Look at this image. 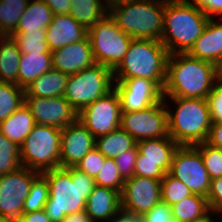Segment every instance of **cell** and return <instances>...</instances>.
Instances as JSON below:
<instances>
[{
    "label": "cell",
    "instance_id": "obj_1",
    "mask_svg": "<svg viewBox=\"0 0 222 222\" xmlns=\"http://www.w3.org/2000/svg\"><path fill=\"white\" fill-rule=\"evenodd\" d=\"M41 174L49 184L44 211L52 222H62L69 214L85 211L86 201L96 186L93 177L75 167L51 169Z\"/></svg>",
    "mask_w": 222,
    "mask_h": 222
},
{
    "label": "cell",
    "instance_id": "obj_2",
    "mask_svg": "<svg viewBox=\"0 0 222 222\" xmlns=\"http://www.w3.org/2000/svg\"><path fill=\"white\" fill-rule=\"evenodd\" d=\"M217 82L215 64L188 53L169 54L163 97L206 99Z\"/></svg>",
    "mask_w": 222,
    "mask_h": 222
},
{
    "label": "cell",
    "instance_id": "obj_3",
    "mask_svg": "<svg viewBox=\"0 0 222 222\" xmlns=\"http://www.w3.org/2000/svg\"><path fill=\"white\" fill-rule=\"evenodd\" d=\"M210 18L191 1L165 0L161 43L169 54L188 53Z\"/></svg>",
    "mask_w": 222,
    "mask_h": 222
},
{
    "label": "cell",
    "instance_id": "obj_4",
    "mask_svg": "<svg viewBox=\"0 0 222 222\" xmlns=\"http://www.w3.org/2000/svg\"><path fill=\"white\" fill-rule=\"evenodd\" d=\"M165 0H109V14L132 39L161 40Z\"/></svg>",
    "mask_w": 222,
    "mask_h": 222
},
{
    "label": "cell",
    "instance_id": "obj_5",
    "mask_svg": "<svg viewBox=\"0 0 222 222\" xmlns=\"http://www.w3.org/2000/svg\"><path fill=\"white\" fill-rule=\"evenodd\" d=\"M176 107L169 109L168 100ZM167 109L168 135L178 144L194 146L205 142L212 124L207 99L163 97Z\"/></svg>",
    "mask_w": 222,
    "mask_h": 222
},
{
    "label": "cell",
    "instance_id": "obj_6",
    "mask_svg": "<svg viewBox=\"0 0 222 222\" xmlns=\"http://www.w3.org/2000/svg\"><path fill=\"white\" fill-rule=\"evenodd\" d=\"M168 56L161 41L132 39L123 60L113 70V78H146L155 81L163 89Z\"/></svg>",
    "mask_w": 222,
    "mask_h": 222
},
{
    "label": "cell",
    "instance_id": "obj_7",
    "mask_svg": "<svg viewBox=\"0 0 222 222\" xmlns=\"http://www.w3.org/2000/svg\"><path fill=\"white\" fill-rule=\"evenodd\" d=\"M61 130L36 124L20 145L22 166L39 173L60 168Z\"/></svg>",
    "mask_w": 222,
    "mask_h": 222
},
{
    "label": "cell",
    "instance_id": "obj_8",
    "mask_svg": "<svg viewBox=\"0 0 222 222\" xmlns=\"http://www.w3.org/2000/svg\"><path fill=\"white\" fill-rule=\"evenodd\" d=\"M113 70L95 63L78 73L69 75L63 97L79 113L83 108L114 88Z\"/></svg>",
    "mask_w": 222,
    "mask_h": 222
},
{
    "label": "cell",
    "instance_id": "obj_9",
    "mask_svg": "<svg viewBox=\"0 0 222 222\" xmlns=\"http://www.w3.org/2000/svg\"><path fill=\"white\" fill-rule=\"evenodd\" d=\"M88 37L95 62L112 70L123 60L132 40L109 13L88 30Z\"/></svg>",
    "mask_w": 222,
    "mask_h": 222
},
{
    "label": "cell",
    "instance_id": "obj_10",
    "mask_svg": "<svg viewBox=\"0 0 222 222\" xmlns=\"http://www.w3.org/2000/svg\"><path fill=\"white\" fill-rule=\"evenodd\" d=\"M41 173L21 166L14 172L0 175V215L8 222H20L24 200L33 181Z\"/></svg>",
    "mask_w": 222,
    "mask_h": 222
},
{
    "label": "cell",
    "instance_id": "obj_11",
    "mask_svg": "<svg viewBox=\"0 0 222 222\" xmlns=\"http://www.w3.org/2000/svg\"><path fill=\"white\" fill-rule=\"evenodd\" d=\"M168 173L182 181L192 194L207 197L211 180L201 153L195 146L179 145L174 152Z\"/></svg>",
    "mask_w": 222,
    "mask_h": 222
},
{
    "label": "cell",
    "instance_id": "obj_12",
    "mask_svg": "<svg viewBox=\"0 0 222 222\" xmlns=\"http://www.w3.org/2000/svg\"><path fill=\"white\" fill-rule=\"evenodd\" d=\"M120 127L136 142L168 136L164 99L147 109L121 113Z\"/></svg>",
    "mask_w": 222,
    "mask_h": 222
},
{
    "label": "cell",
    "instance_id": "obj_13",
    "mask_svg": "<svg viewBox=\"0 0 222 222\" xmlns=\"http://www.w3.org/2000/svg\"><path fill=\"white\" fill-rule=\"evenodd\" d=\"M121 103L115 88L95 100L78 113L80 121L95 137H100L120 127Z\"/></svg>",
    "mask_w": 222,
    "mask_h": 222
},
{
    "label": "cell",
    "instance_id": "obj_14",
    "mask_svg": "<svg viewBox=\"0 0 222 222\" xmlns=\"http://www.w3.org/2000/svg\"><path fill=\"white\" fill-rule=\"evenodd\" d=\"M161 191V180L132 176L121 192L122 212L141 218L161 201Z\"/></svg>",
    "mask_w": 222,
    "mask_h": 222
},
{
    "label": "cell",
    "instance_id": "obj_15",
    "mask_svg": "<svg viewBox=\"0 0 222 222\" xmlns=\"http://www.w3.org/2000/svg\"><path fill=\"white\" fill-rule=\"evenodd\" d=\"M114 81L122 113L147 109L163 99V89L153 80L130 78Z\"/></svg>",
    "mask_w": 222,
    "mask_h": 222
},
{
    "label": "cell",
    "instance_id": "obj_16",
    "mask_svg": "<svg viewBox=\"0 0 222 222\" xmlns=\"http://www.w3.org/2000/svg\"><path fill=\"white\" fill-rule=\"evenodd\" d=\"M25 105L29 108L35 123L39 125L63 129L78 120V112L63 96H25Z\"/></svg>",
    "mask_w": 222,
    "mask_h": 222
},
{
    "label": "cell",
    "instance_id": "obj_17",
    "mask_svg": "<svg viewBox=\"0 0 222 222\" xmlns=\"http://www.w3.org/2000/svg\"><path fill=\"white\" fill-rule=\"evenodd\" d=\"M96 138L76 121L61 130L60 168L75 167L95 147Z\"/></svg>",
    "mask_w": 222,
    "mask_h": 222
},
{
    "label": "cell",
    "instance_id": "obj_18",
    "mask_svg": "<svg viewBox=\"0 0 222 222\" xmlns=\"http://www.w3.org/2000/svg\"><path fill=\"white\" fill-rule=\"evenodd\" d=\"M51 53L53 68L68 75L78 73L96 63L88 35L81 41L70 43Z\"/></svg>",
    "mask_w": 222,
    "mask_h": 222
},
{
    "label": "cell",
    "instance_id": "obj_19",
    "mask_svg": "<svg viewBox=\"0 0 222 222\" xmlns=\"http://www.w3.org/2000/svg\"><path fill=\"white\" fill-rule=\"evenodd\" d=\"M121 209V193L111 188L95 186L85 206V212L91 222H109Z\"/></svg>",
    "mask_w": 222,
    "mask_h": 222
},
{
    "label": "cell",
    "instance_id": "obj_20",
    "mask_svg": "<svg viewBox=\"0 0 222 222\" xmlns=\"http://www.w3.org/2000/svg\"><path fill=\"white\" fill-rule=\"evenodd\" d=\"M88 30L81 26L70 14L53 15L46 29V42L50 51L62 48L70 43L83 40Z\"/></svg>",
    "mask_w": 222,
    "mask_h": 222
},
{
    "label": "cell",
    "instance_id": "obj_21",
    "mask_svg": "<svg viewBox=\"0 0 222 222\" xmlns=\"http://www.w3.org/2000/svg\"><path fill=\"white\" fill-rule=\"evenodd\" d=\"M208 20L201 36L196 40L188 54L217 65L222 58V21Z\"/></svg>",
    "mask_w": 222,
    "mask_h": 222
},
{
    "label": "cell",
    "instance_id": "obj_22",
    "mask_svg": "<svg viewBox=\"0 0 222 222\" xmlns=\"http://www.w3.org/2000/svg\"><path fill=\"white\" fill-rule=\"evenodd\" d=\"M138 156L136 161L159 162V166L168 173L178 144L168 135L136 142Z\"/></svg>",
    "mask_w": 222,
    "mask_h": 222
},
{
    "label": "cell",
    "instance_id": "obj_23",
    "mask_svg": "<svg viewBox=\"0 0 222 222\" xmlns=\"http://www.w3.org/2000/svg\"><path fill=\"white\" fill-rule=\"evenodd\" d=\"M68 79V74L52 68L24 88L25 96H63Z\"/></svg>",
    "mask_w": 222,
    "mask_h": 222
},
{
    "label": "cell",
    "instance_id": "obj_24",
    "mask_svg": "<svg viewBox=\"0 0 222 222\" xmlns=\"http://www.w3.org/2000/svg\"><path fill=\"white\" fill-rule=\"evenodd\" d=\"M35 125L29 108L23 104L8 118L0 122V132L20 146Z\"/></svg>",
    "mask_w": 222,
    "mask_h": 222
},
{
    "label": "cell",
    "instance_id": "obj_25",
    "mask_svg": "<svg viewBox=\"0 0 222 222\" xmlns=\"http://www.w3.org/2000/svg\"><path fill=\"white\" fill-rule=\"evenodd\" d=\"M53 15L43 0H30L14 32L46 31Z\"/></svg>",
    "mask_w": 222,
    "mask_h": 222
},
{
    "label": "cell",
    "instance_id": "obj_26",
    "mask_svg": "<svg viewBox=\"0 0 222 222\" xmlns=\"http://www.w3.org/2000/svg\"><path fill=\"white\" fill-rule=\"evenodd\" d=\"M21 52L13 37L0 36V82L18 85Z\"/></svg>",
    "mask_w": 222,
    "mask_h": 222
},
{
    "label": "cell",
    "instance_id": "obj_27",
    "mask_svg": "<svg viewBox=\"0 0 222 222\" xmlns=\"http://www.w3.org/2000/svg\"><path fill=\"white\" fill-rule=\"evenodd\" d=\"M71 0L69 14L86 30L109 13V0Z\"/></svg>",
    "mask_w": 222,
    "mask_h": 222
},
{
    "label": "cell",
    "instance_id": "obj_28",
    "mask_svg": "<svg viewBox=\"0 0 222 222\" xmlns=\"http://www.w3.org/2000/svg\"><path fill=\"white\" fill-rule=\"evenodd\" d=\"M53 68L52 54L21 53L18 86L25 88L32 81Z\"/></svg>",
    "mask_w": 222,
    "mask_h": 222
},
{
    "label": "cell",
    "instance_id": "obj_29",
    "mask_svg": "<svg viewBox=\"0 0 222 222\" xmlns=\"http://www.w3.org/2000/svg\"><path fill=\"white\" fill-rule=\"evenodd\" d=\"M136 141L121 127L96 138L95 147L105 158L115 159L123 152L132 149Z\"/></svg>",
    "mask_w": 222,
    "mask_h": 222
},
{
    "label": "cell",
    "instance_id": "obj_30",
    "mask_svg": "<svg viewBox=\"0 0 222 222\" xmlns=\"http://www.w3.org/2000/svg\"><path fill=\"white\" fill-rule=\"evenodd\" d=\"M171 210L175 222H191L207 214L210 208L206 197L192 194L171 205Z\"/></svg>",
    "mask_w": 222,
    "mask_h": 222
},
{
    "label": "cell",
    "instance_id": "obj_31",
    "mask_svg": "<svg viewBox=\"0 0 222 222\" xmlns=\"http://www.w3.org/2000/svg\"><path fill=\"white\" fill-rule=\"evenodd\" d=\"M30 0H0V36H11Z\"/></svg>",
    "mask_w": 222,
    "mask_h": 222
},
{
    "label": "cell",
    "instance_id": "obj_32",
    "mask_svg": "<svg viewBox=\"0 0 222 222\" xmlns=\"http://www.w3.org/2000/svg\"><path fill=\"white\" fill-rule=\"evenodd\" d=\"M23 104H25L24 88L13 83L0 82V122Z\"/></svg>",
    "mask_w": 222,
    "mask_h": 222
},
{
    "label": "cell",
    "instance_id": "obj_33",
    "mask_svg": "<svg viewBox=\"0 0 222 222\" xmlns=\"http://www.w3.org/2000/svg\"><path fill=\"white\" fill-rule=\"evenodd\" d=\"M11 37L21 53L52 54L46 42V31L14 32Z\"/></svg>",
    "mask_w": 222,
    "mask_h": 222
},
{
    "label": "cell",
    "instance_id": "obj_34",
    "mask_svg": "<svg viewBox=\"0 0 222 222\" xmlns=\"http://www.w3.org/2000/svg\"><path fill=\"white\" fill-rule=\"evenodd\" d=\"M49 197V184L47 179L40 174L32 183L29 194L24 200L23 214L44 209Z\"/></svg>",
    "mask_w": 222,
    "mask_h": 222
},
{
    "label": "cell",
    "instance_id": "obj_35",
    "mask_svg": "<svg viewBox=\"0 0 222 222\" xmlns=\"http://www.w3.org/2000/svg\"><path fill=\"white\" fill-rule=\"evenodd\" d=\"M21 166L20 146L0 132V175L14 172Z\"/></svg>",
    "mask_w": 222,
    "mask_h": 222
},
{
    "label": "cell",
    "instance_id": "obj_36",
    "mask_svg": "<svg viewBox=\"0 0 222 222\" xmlns=\"http://www.w3.org/2000/svg\"><path fill=\"white\" fill-rule=\"evenodd\" d=\"M161 201L169 206L180 202L182 199L192 195L190 189L180 180L166 173L161 180Z\"/></svg>",
    "mask_w": 222,
    "mask_h": 222
},
{
    "label": "cell",
    "instance_id": "obj_37",
    "mask_svg": "<svg viewBox=\"0 0 222 222\" xmlns=\"http://www.w3.org/2000/svg\"><path fill=\"white\" fill-rule=\"evenodd\" d=\"M95 185L107 187L119 191L123 190L125 180L122 178L115 160L105 158L103 166L100 168L97 176L94 178Z\"/></svg>",
    "mask_w": 222,
    "mask_h": 222
},
{
    "label": "cell",
    "instance_id": "obj_38",
    "mask_svg": "<svg viewBox=\"0 0 222 222\" xmlns=\"http://www.w3.org/2000/svg\"><path fill=\"white\" fill-rule=\"evenodd\" d=\"M201 153L203 163L210 180L222 176V149L213 147L206 142L194 145Z\"/></svg>",
    "mask_w": 222,
    "mask_h": 222
},
{
    "label": "cell",
    "instance_id": "obj_39",
    "mask_svg": "<svg viewBox=\"0 0 222 222\" xmlns=\"http://www.w3.org/2000/svg\"><path fill=\"white\" fill-rule=\"evenodd\" d=\"M104 162L105 157L94 147L79 161L75 168L95 178L98 172H100V168L103 166Z\"/></svg>",
    "mask_w": 222,
    "mask_h": 222
},
{
    "label": "cell",
    "instance_id": "obj_40",
    "mask_svg": "<svg viewBox=\"0 0 222 222\" xmlns=\"http://www.w3.org/2000/svg\"><path fill=\"white\" fill-rule=\"evenodd\" d=\"M138 156V148L135 145L132 149H129L116 157L115 163L119 168V172L124 180H127L134 176L135 161Z\"/></svg>",
    "mask_w": 222,
    "mask_h": 222
},
{
    "label": "cell",
    "instance_id": "obj_41",
    "mask_svg": "<svg viewBox=\"0 0 222 222\" xmlns=\"http://www.w3.org/2000/svg\"><path fill=\"white\" fill-rule=\"evenodd\" d=\"M212 123L222 121V82L218 81L207 96Z\"/></svg>",
    "mask_w": 222,
    "mask_h": 222
},
{
    "label": "cell",
    "instance_id": "obj_42",
    "mask_svg": "<svg viewBox=\"0 0 222 222\" xmlns=\"http://www.w3.org/2000/svg\"><path fill=\"white\" fill-rule=\"evenodd\" d=\"M142 222H175L171 206L160 201L150 211L141 217Z\"/></svg>",
    "mask_w": 222,
    "mask_h": 222
},
{
    "label": "cell",
    "instance_id": "obj_43",
    "mask_svg": "<svg viewBox=\"0 0 222 222\" xmlns=\"http://www.w3.org/2000/svg\"><path fill=\"white\" fill-rule=\"evenodd\" d=\"M134 175L162 180L166 172L159 166V162L135 161Z\"/></svg>",
    "mask_w": 222,
    "mask_h": 222
},
{
    "label": "cell",
    "instance_id": "obj_44",
    "mask_svg": "<svg viewBox=\"0 0 222 222\" xmlns=\"http://www.w3.org/2000/svg\"><path fill=\"white\" fill-rule=\"evenodd\" d=\"M206 198L210 210L222 213V176L211 180Z\"/></svg>",
    "mask_w": 222,
    "mask_h": 222
},
{
    "label": "cell",
    "instance_id": "obj_45",
    "mask_svg": "<svg viewBox=\"0 0 222 222\" xmlns=\"http://www.w3.org/2000/svg\"><path fill=\"white\" fill-rule=\"evenodd\" d=\"M191 2L210 19L215 15L222 17V0H192Z\"/></svg>",
    "mask_w": 222,
    "mask_h": 222
},
{
    "label": "cell",
    "instance_id": "obj_46",
    "mask_svg": "<svg viewBox=\"0 0 222 222\" xmlns=\"http://www.w3.org/2000/svg\"><path fill=\"white\" fill-rule=\"evenodd\" d=\"M209 145L222 149V121L212 123L205 141Z\"/></svg>",
    "mask_w": 222,
    "mask_h": 222
},
{
    "label": "cell",
    "instance_id": "obj_47",
    "mask_svg": "<svg viewBox=\"0 0 222 222\" xmlns=\"http://www.w3.org/2000/svg\"><path fill=\"white\" fill-rule=\"evenodd\" d=\"M52 10L54 15L69 14L71 0H43Z\"/></svg>",
    "mask_w": 222,
    "mask_h": 222
},
{
    "label": "cell",
    "instance_id": "obj_48",
    "mask_svg": "<svg viewBox=\"0 0 222 222\" xmlns=\"http://www.w3.org/2000/svg\"><path fill=\"white\" fill-rule=\"evenodd\" d=\"M20 222H52L44 209L23 214Z\"/></svg>",
    "mask_w": 222,
    "mask_h": 222
},
{
    "label": "cell",
    "instance_id": "obj_49",
    "mask_svg": "<svg viewBox=\"0 0 222 222\" xmlns=\"http://www.w3.org/2000/svg\"><path fill=\"white\" fill-rule=\"evenodd\" d=\"M62 222H91L85 211L67 215Z\"/></svg>",
    "mask_w": 222,
    "mask_h": 222
},
{
    "label": "cell",
    "instance_id": "obj_50",
    "mask_svg": "<svg viewBox=\"0 0 222 222\" xmlns=\"http://www.w3.org/2000/svg\"><path fill=\"white\" fill-rule=\"evenodd\" d=\"M109 222H142V220L140 217H135L133 215H129L121 211L117 216H115Z\"/></svg>",
    "mask_w": 222,
    "mask_h": 222
},
{
    "label": "cell",
    "instance_id": "obj_51",
    "mask_svg": "<svg viewBox=\"0 0 222 222\" xmlns=\"http://www.w3.org/2000/svg\"><path fill=\"white\" fill-rule=\"evenodd\" d=\"M216 214V215H218V214H221L220 216L222 217V213H219V212H215V211H212V210H210L207 214H205L204 216H202L201 218H199V219H195V220H193V221H191V222H218V221H214V217L213 216H215L214 214ZM211 214L213 215V216H211Z\"/></svg>",
    "mask_w": 222,
    "mask_h": 222
},
{
    "label": "cell",
    "instance_id": "obj_52",
    "mask_svg": "<svg viewBox=\"0 0 222 222\" xmlns=\"http://www.w3.org/2000/svg\"><path fill=\"white\" fill-rule=\"evenodd\" d=\"M217 70V79L218 81L222 82V58L219 63L216 65Z\"/></svg>",
    "mask_w": 222,
    "mask_h": 222
},
{
    "label": "cell",
    "instance_id": "obj_53",
    "mask_svg": "<svg viewBox=\"0 0 222 222\" xmlns=\"http://www.w3.org/2000/svg\"><path fill=\"white\" fill-rule=\"evenodd\" d=\"M0 222H8V221L4 218V216L0 215Z\"/></svg>",
    "mask_w": 222,
    "mask_h": 222
},
{
    "label": "cell",
    "instance_id": "obj_54",
    "mask_svg": "<svg viewBox=\"0 0 222 222\" xmlns=\"http://www.w3.org/2000/svg\"><path fill=\"white\" fill-rule=\"evenodd\" d=\"M171 1H185V2H187V1H190V0H171Z\"/></svg>",
    "mask_w": 222,
    "mask_h": 222
}]
</instances>
